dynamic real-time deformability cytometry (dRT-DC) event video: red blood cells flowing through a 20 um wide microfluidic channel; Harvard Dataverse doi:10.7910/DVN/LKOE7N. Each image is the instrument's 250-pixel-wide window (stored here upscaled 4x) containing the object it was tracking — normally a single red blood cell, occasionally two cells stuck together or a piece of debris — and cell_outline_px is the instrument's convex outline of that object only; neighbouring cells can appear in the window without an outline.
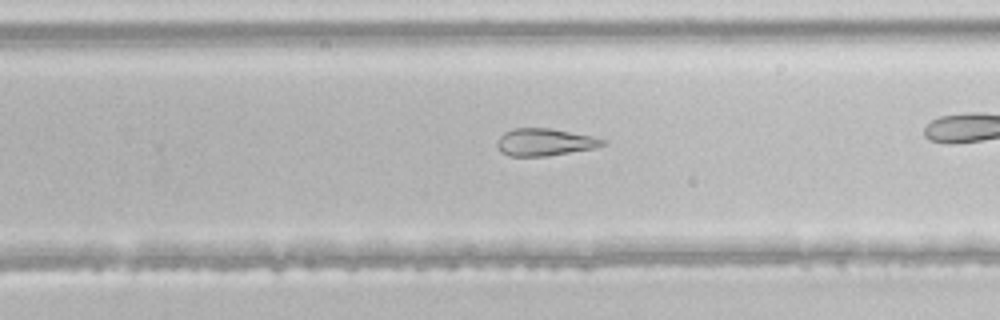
{"species": "common noctule bat (a hibernating species)", "species_latin": "Nyctalus noctula", "temperature_condition": "room temperature", "stored_images_in_passage": 33, "camera_frame_rate_fps": 3000, "um_per_image_px": 0.085, "animal": {"sex": "male", "body_mass_g": 21.5, "forearm_length_mm": 52.0}, "frame": {"image": 1, "passage_image": 19, "time_ms": 6.0, "image_size_px": [1000, 320], "cell_outline_px": [[608, 144], [596, 148], [548, 156], [508, 156], [500, 152], [496, 144], [496, 140], [504, 132], [516, 128], [552, 128], [592, 136], [608, 140]], "centroid_in_image_um": [46.33, 12.08], "position_along_channel_um": 283.5, "area_um2": 17.11}}